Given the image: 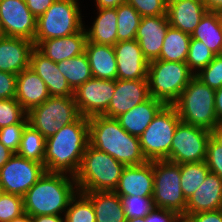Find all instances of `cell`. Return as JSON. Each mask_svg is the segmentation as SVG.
Masks as SVG:
<instances>
[{
	"mask_svg": "<svg viewBox=\"0 0 222 222\" xmlns=\"http://www.w3.org/2000/svg\"><path fill=\"white\" fill-rule=\"evenodd\" d=\"M5 193L4 189L2 188V186L0 185V198L3 196V194Z\"/></svg>",
	"mask_w": 222,
	"mask_h": 222,
	"instance_id": "cell-58",
	"label": "cell"
},
{
	"mask_svg": "<svg viewBox=\"0 0 222 222\" xmlns=\"http://www.w3.org/2000/svg\"><path fill=\"white\" fill-rule=\"evenodd\" d=\"M85 53L94 78L104 80L117 79V63L113 46L87 41Z\"/></svg>",
	"mask_w": 222,
	"mask_h": 222,
	"instance_id": "cell-26",
	"label": "cell"
},
{
	"mask_svg": "<svg viewBox=\"0 0 222 222\" xmlns=\"http://www.w3.org/2000/svg\"><path fill=\"white\" fill-rule=\"evenodd\" d=\"M36 21L25 0H0V22L6 36L34 42Z\"/></svg>",
	"mask_w": 222,
	"mask_h": 222,
	"instance_id": "cell-14",
	"label": "cell"
},
{
	"mask_svg": "<svg viewBox=\"0 0 222 222\" xmlns=\"http://www.w3.org/2000/svg\"><path fill=\"white\" fill-rule=\"evenodd\" d=\"M91 201L96 222H126L120 196L114 191L83 192Z\"/></svg>",
	"mask_w": 222,
	"mask_h": 222,
	"instance_id": "cell-28",
	"label": "cell"
},
{
	"mask_svg": "<svg viewBox=\"0 0 222 222\" xmlns=\"http://www.w3.org/2000/svg\"><path fill=\"white\" fill-rule=\"evenodd\" d=\"M126 222H146V216L144 218H131V219H126Z\"/></svg>",
	"mask_w": 222,
	"mask_h": 222,
	"instance_id": "cell-56",
	"label": "cell"
},
{
	"mask_svg": "<svg viewBox=\"0 0 222 222\" xmlns=\"http://www.w3.org/2000/svg\"><path fill=\"white\" fill-rule=\"evenodd\" d=\"M124 167L109 154L88 144L75 176L78 191H114Z\"/></svg>",
	"mask_w": 222,
	"mask_h": 222,
	"instance_id": "cell-4",
	"label": "cell"
},
{
	"mask_svg": "<svg viewBox=\"0 0 222 222\" xmlns=\"http://www.w3.org/2000/svg\"><path fill=\"white\" fill-rule=\"evenodd\" d=\"M191 36L181 30L169 27L163 40L159 60L186 62Z\"/></svg>",
	"mask_w": 222,
	"mask_h": 222,
	"instance_id": "cell-30",
	"label": "cell"
},
{
	"mask_svg": "<svg viewBox=\"0 0 222 222\" xmlns=\"http://www.w3.org/2000/svg\"><path fill=\"white\" fill-rule=\"evenodd\" d=\"M33 41L5 36L0 39V71L17 75L29 68Z\"/></svg>",
	"mask_w": 222,
	"mask_h": 222,
	"instance_id": "cell-19",
	"label": "cell"
},
{
	"mask_svg": "<svg viewBox=\"0 0 222 222\" xmlns=\"http://www.w3.org/2000/svg\"><path fill=\"white\" fill-rule=\"evenodd\" d=\"M147 79L115 80V91L108 106L102 114L116 118L150 98Z\"/></svg>",
	"mask_w": 222,
	"mask_h": 222,
	"instance_id": "cell-15",
	"label": "cell"
},
{
	"mask_svg": "<svg viewBox=\"0 0 222 222\" xmlns=\"http://www.w3.org/2000/svg\"><path fill=\"white\" fill-rule=\"evenodd\" d=\"M175 222H194V220L189 215L180 214L177 216Z\"/></svg>",
	"mask_w": 222,
	"mask_h": 222,
	"instance_id": "cell-55",
	"label": "cell"
},
{
	"mask_svg": "<svg viewBox=\"0 0 222 222\" xmlns=\"http://www.w3.org/2000/svg\"><path fill=\"white\" fill-rule=\"evenodd\" d=\"M215 112L218 123H222V86L215 90Z\"/></svg>",
	"mask_w": 222,
	"mask_h": 222,
	"instance_id": "cell-48",
	"label": "cell"
},
{
	"mask_svg": "<svg viewBox=\"0 0 222 222\" xmlns=\"http://www.w3.org/2000/svg\"><path fill=\"white\" fill-rule=\"evenodd\" d=\"M89 144L103 151L124 166L141 165L147 162L139 137L125 131L116 118L95 115L88 118Z\"/></svg>",
	"mask_w": 222,
	"mask_h": 222,
	"instance_id": "cell-2",
	"label": "cell"
},
{
	"mask_svg": "<svg viewBox=\"0 0 222 222\" xmlns=\"http://www.w3.org/2000/svg\"><path fill=\"white\" fill-rule=\"evenodd\" d=\"M207 12L202 0H174L167 2V17L171 27L192 34Z\"/></svg>",
	"mask_w": 222,
	"mask_h": 222,
	"instance_id": "cell-21",
	"label": "cell"
},
{
	"mask_svg": "<svg viewBox=\"0 0 222 222\" xmlns=\"http://www.w3.org/2000/svg\"><path fill=\"white\" fill-rule=\"evenodd\" d=\"M210 172L205 161L180 164L181 189L188 200Z\"/></svg>",
	"mask_w": 222,
	"mask_h": 222,
	"instance_id": "cell-33",
	"label": "cell"
},
{
	"mask_svg": "<svg viewBox=\"0 0 222 222\" xmlns=\"http://www.w3.org/2000/svg\"><path fill=\"white\" fill-rule=\"evenodd\" d=\"M176 108L165 105L140 135L139 141L147 161L168 160L175 129L180 122Z\"/></svg>",
	"mask_w": 222,
	"mask_h": 222,
	"instance_id": "cell-8",
	"label": "cell"
},
{
	"mask_svg": "<svg viewBox=\"0 0 222 222\" xmlns=\"http://www.w3.org/2000/svg\"><path fill=\"white\" fill-rule=\"evenodd\" d=\"M113 49L117 63V79H147L149 61L135 39L119 41Z\"/></svg>",
	"mask_w": 222,
	"mask_h": 222,
	"instance_id": "cell-16",
	"label": "cell"
},
{
	"mask_svg": "<svg viewBox=\"0 0 222 222\" xmlns=\"http://www.w3.org/2000/svg\"><path fill=\"white\" fill-rule=\"evenodd\" d=\"M17 123H28L27 112L16 98L0 99V128Z\"/></svg>",
	"mask_w": 222,
	"mask_h": 222,
	"instance_id": "cell-38",
	"label": "cell"
},
{
	"mask_svg": "<svg viewBox=\"0 0 222 222\" xmlns=\"http://www.w3.org/2000/svg\"><path fill=\"white\" fill-rule=\"evenodd\" d=\"M77 192L75 177L45 172L23 195L24 211L31 217L64 215Z\"/></svg>",
	"mask_w": 222,
	"mask_h": 222,
	"instance_id": "cell-3",
	"label": "cell"
},
{
	"mask_svg": "<svg viewBox=\"0 0 222 222\" xmlns=\"http://www.w3.org/2000/svg\"><path fill=\"white\" fill-rule=\"evenodd\" d=\"M32 222H65L64 215L32 216Z\"/></svg>",
	"mask_w": 222,
	"mask_h": 222,
	"instance_id": "cell-49",
	"label": "cell"
},
{
	"mask_svg": "<svg viewBox=\"0 0 222 222\" xmlns=\"http://www.w3.org/2000/svg\"><path fill=\"white\" fill-rule=\"evenodd\" d=\"M89 144L88 117L64 125L46 139L44 166L46 172L61 173L75 177Z\"/></svg>",
	"mask_w": 222,
	"mask_h": 222,
	"instance_id": "cell-1",
	"label": "cell"
},
{
	"mask_svg": "<svg viewBox=\"0 0 222 222\" xmlns=\"http://www.w3.org/2000/svg\"><path fill=\"white\" fill-rule=\"evenodd\" d=\"M214 56L215 54L203 42L191 38L186 64L194 74L205 68Z\"/></svg>",
	"mask_w": 222,
	"mask_h": 222,
	"instance_id": "cell-36",
	"label": "cell"
},
{
	"mask_svg": "<svg viewBox=\"0 0 222 222\" xmlns=\"http://www.w3.org/2000/svg\"><path fill=\"white\" fill-rule=\"evenodd\" d=\"M222 208V179L209 172L202 185L187 200L185 215Z\"/></svg>",
	"mask_w": 222,
	"mask_h": 222,
	"instance_id": "cell-23",
	"label": "cell"
},
{
	"mask_svg": "<svg viewBox=\"0 0 222 222\" xmlns=\"http://www.w3.org/2000/svg\"><path fill=\"white\" fill-rule=\"evenodd\" d=\"M17 75L0 71V99H11L16 96Z\"/></svg>",
	"mask_w": 222,
	"mask_h": 222,
	"instance_id": "cell-44",
	"label": "cell"
},
{
	"mask_svg": "<svg viewBox=\"0 0 222 222\" xmlns=\"http://www.w3.org/2000/svg\"><path fill=\"white\" fill-rule=\"evenodd\" d=\"M205 162L210 172L222 179V147L212 137L208 141Z\"/></svg>",
	"mask_w": 222,
	"mask_h": 222,
	"instance_id": "cell-43",
	"label": "cell"
},
{
	"mask_svg": "<svg viewBox=\"0 0 222 222\" xmlns=\"http://www.w3.org/2000/svg\"><path fill=\"white\" fill-rule=\"evenodd\" d=\"M9 222H32V217L28 213H23L19 217L13 218Z\"/></svg>",
	"mask_w": 222,
	"mask_h": 222,
	"instance_id": "cell-54",
	"label": "cell"
},
{
	"mask_svg": "<svg viewBox=\"0 0 222 222\" xmlns=\"http://www.w3.org/2000/svg\"><path fill=\"white\" fill-rule=\"evenodd\" d=\"M45 149L46 138L30 124H27L23 129L17 154L44 165Z\"/></svg>",
	"mask_w": 222,
	"mask_h": 222,
	"instance_id": "cell-32",
	"label": "cell"
},
{
	"mask_svg": "<svg viewBox=\"0 0 222 222\" xmlns=\"http://www.w3.org/2000/svg\"><path fill=\"white\" fill-rule=\"evenodd\" d=\"M117 12V42L133 40L142 17L136 9L127 4H121L116 8Z\"/></svg>",
	"mask_w": 222,
	"mask_h": 222,
	"instance_id": "cell-34",
	"label": "cell"
},
{
	"mask_svg": "<svg viewBox=\"0 0 222 222\" xmlns=\"http://www.w3.org/2000/svg\"><path fill=\"white\" fill-rule=\"evenodd\" d=\"M190 36L203 42L215 55H221L222 18L220 12L207 11Z\"/></svg>",
	"mask_w": 222,
	"mask_h": 222,
	"instance_id": "cell-29",
	"label": "cell"
},
{
	"mask_svg": "<svg viewBox=\"0 0 222 222\" xmlns=\"http://www.w3.org/2000/svg\"><path fill=\"white\" fill-rule=\"evenodd\" d=\"M195 76L213 90L222 86V54L215 55L213 60Z\"/></svg>",
	"mask_w": 222,
	"mask_h": 222,
	"instance_id": "cell-39",
	"label": "cell"
},
{
	"mask_svg": "<svg viewBox=\"0 0 222 222\" xmlns=\"http://www.w3.org/2000/svg\"><path fill=\"white\" fill-rule=\"evenodd\" d=\"M85 27L72 35L41 41L35 48L55 63L85 52L87 43Z\"/></svg>",
	"mask_w": 222,
	"mask_h": 222,
	"instance_id": "cell-22",
	"label": "cell"
},
{
	"mask_svg": "<svg viewBox=\"0 0 222 222\" xmlns=\"http://www.w3.org/2000/svg\"><path fill=\"white\" fill-rule=\"evenodd\" d=\"M96 8H117L119 5L126 3V0H94Z\"/></svg>",
	"mask_w": 222,
	"mask_h": 222,
	"instance_id": "cell-50",
	"label": "cell"
},
{
	"mask_svg": "<svg viewBox=\"0 0 222 222\" xmlns=\"http://www.w3.org/2000/svg\"><path fill=\"white\" fill-rule=\"evenodd\" d=\"M115 91V80L92 77L74 90V99L81 116L102 115L111 102Z\"/></svg>",
	"mask_w": 222,
	"mask_h": 222,
	"instance_id": "cell-13",
	"label": "cell"
},
{
	"mask_svg": "<svg viewBox=\"0 0 222 222\" xmlns=\"http://www.w3.org/2000/svg\"><path fill=\"white\" fill-rule=\"evenodd\" d=\"M165 106V104L153 97L145 102L136 105L129 111L116 117L121 127L129 134L140 137L156 114Z\"/></svg>",
	"mask_w": 222,
	"mask_h": 222,
	"instance_id": "cell-25",
	"label": "cell"
},
{
	"mask_svg": "<svg viewBox=\"0 0 222 222\" xmlns=\"http://www.w3.org/2000/svg\"><path fill=\"white\" fill-rule=\"evenodd\" d=\"M25 213L23 197L4 193L0 198V222H9Z\"/></svg>",
	"mask_w": 222,
	"mask_h": 222,
	"instance_id": "cell-40",
	"label": "cell"
},
{
	"mask_svg": "<svg viewBox=\"0 0 222 222\" xmlns=\"http://www.w3.org/2000/svg\"><path fill=\"white\" fill-rule=\"evenodd\" d=\"M126 219L144 218L154 208L152 196H120Z\"/></svg>",
	"mask_w": 222,
	"mask_h": 222,
	"instance_id": "cell-37",
	"label": "cell"
},
{
	"mask_svg": "<svg viewBox=\"0 0 222 222\" xmlns=\"http://www.w3.org/2000/svg\"><path fill=\"white\" fill-rule=\"evenodd\" d=\"M64 217L65 222H96L91 201L79 191L71 199Z\"/></svg>",
	"mask_w": 222,
	"mask_h": 222,
	"instance_id": "cell-35",
	"label": "cell"
},
{
	"mask_svg": "<svg viewBox=\"0 0 222 222\" xmlns=\"http://www.w3.org/2000/svg\"><path fill=\"white\" fill-rule=\"evenodd\" d=\"M153 161L125 166L114 192L119 196H153Z\"/></svg>",
	"mask_w": 222,
	"mask_h": 222,
	"instance_id": "cell-18",
	"label": "cell"
},
{
	"mask_svg": "<svg viewBox=\"0 0 222 222\" xmlns=\"http://www.w3.org/2000/svg\"><path fill=\"white\" fill-rule=\"evenodd\" d=\"M178 214L164 208H154L146 215V222H175Z\"/></svg>",
	"mask_w": 222,
	"mask_h": 222,
	"instance_id": "cell-45",
	"label": "cell"
},
{
	"mask_svg": "<svg viewBox=\"0 0 222 222\" xmlns=\"http://www.w3.org/2000/svg\"><path fill=\"white\" fill-rule=\"evenodd\" d=\"M29 10L38 18L53 4L55 0H25Z\"/></svg>",
	"mask_w": 222,
	"mask_h": 222,
	"instance_id": "cell-47",
	"label": "cell"
},
{
	"mask_svg": "<svg viewBox=\"0 0 222 222\" xmlns=\"http://www.w3.org/2000/svg\"><path fill=\"white\" fill-rule=\"evenodd\" d=\"M45 166L14 153L0 169V185L5 193L23 195L43 176Z\"/></svg>",
	"mask_w": 222,
	"mask_h": 222,
	"instance_id": "cell-12",
	"label": "cell"
},
{
	"mask_svg": "<svg viewBox=\"0 0 222 222\" xmlns=\"http://www.w3.org/2000/svg\"><path fill=\"white\" fill-rule=\"evenodd\" d=\"M29 68L44 81L50 96L74 95L66 78L59 71L57 63L45 57L36 48L31 51Z\"/></svg>",
	"mask_w": 222,
	"mask_h": 222,
	"instance_id": "cell-20",
	"label": "cell"
},
{
	"mask_svg": "<svg viewBox=\"0 0 222 222\" xmlns=\"http://www.w3.org/2000/svg\"><path fill=\"white\" fill-rule=\"evenodd\" d=\"M78 1L55 0L45 13L37 18L33 42L35 47L43 40L69 36L84 28V16Z\"/></svg>",
	"mask_w": 222,
	"mask_h": 222,
	"instance_id": "cell-7",
	"label": "cell"
},
{
	"mask_svg": "<svg viewBox=\"0 0 222 222\" xmlns=\"http://www.w3.org/2000/svg\"><path fill=\"white\" fill-rule=\"evenodd\" d=\"M5 36H6V35H5L4 31H3L2 24H1V22H0V39H2V38L5 37Z\"/></svg>",
	"mask_w": 222,
	"mask_h": 222,
	"instance_id": "cell-57",
	"label": "cell"
},
{
	"mask_svg": "<svg viewBox=\"0 0 222 222\" xmlns=\"http://www.w3.org/2000/svg\"><path fill=\"white\" fill-rule=\"evenodd\" d=\"M207 11L220 12L222 10V0H202Z\"/></svg>",
	"mask_w": 222,
	"mask_h": 222,
	"instance_id": "cell-52",
	"label": "cell"
},
{
	"mask_svg": "<svg viewBox=\"0 0 222 222\" xmlns=\"http://www.w3.org/2000/svg\"><path fill=\"white\" fill-rule=\"evenodd\" d=\"M14 153L0 142V169L9 161Z\"/></svg>",
	"mask_w": 222,
	"mask_h": 222,
	"instance_id": "cell-51",
	"label": "cell"
},
{
	"mask_svg": "<svg viewBox=\"0 0 222 222\" xmlns=\"http://www.w3.org/2000/svg\"><path fill=\"white\" fill-rule=\"evenodd\" d=\"M211 137L222 147V125H217L211 131Z\"/></svg>",
	"mask_w": 222,
	"mask_h": 222,
	"instance_id": "cell-53",
	"label": "cell"
},
{
	"mask_svg": "<svg viewBox=\"0 0 222 222\" xmlns=\"http://www.w3.org/2000/svg\"><path fill=\"white\" fill-rule=\"evenodd\" d=\"M81 116L74 96H50L27 112L28 124L46 139Z\"/></svg>",
	"mask_w": 222,
	"mask_h": 222,
	"instance_id": "cell-9",
	"label": "cell"
},
{
	"mask_svg": "<svg viewBox=\"0 0 222 222\" xmlns=\"http://www.w3.org/2000/svg\"><path fill=\"white\" fill-rule=\"evenodd\" d=\"M28 123H17L0 128V142L13 153L20 147L22 132Z\"/></svg>",
	"mask_w": 222,
	"mask_h": 222,
	"instance_id": "cell-42",
	"label": "cell"
},
{
	"mask_svg": "<svg viewBox=\"0 0 222 222\" xmlns=\"http://www.w3.org/2000/svg\"><path fill=\"white\" fill-rule=\"evenodd\" d=\"M50 97L46 84L31 68L17 74L16 100L26 112Z\"/></svg>",
	"mask_w": 222,
	"mask_h": 222,
	"instance_id": "cell-24",
	"label": "cell"
},
{
	"mask_svg": "<svg viewBox=\"0 0 222 222\" xmlns=\"http://www.w3.org/2000/svg\"><path fill=\"white\" fill-rule=\"evenodd\" d=\"M57 66L73 91L93 77L85 52L59 62Z\"/></svg>",
	"mask_w": 222,
	"mask_h": 222,
	"instance_id": "cell-31",
	"label": "cell"
},
{
	"mask_svg": "<svg viewBox=\"0 0 222 222\" xmlns=\"http://www.w3.org/2000/svg\"><path fill=\"white\" fill-rule=\"evenodd\" d=\"M169 27L167 15L142 17L135 40L149 62L159 58Z\"/></svg>",
	"mask_w": 222,
	"mask_h": 222,
	"instance_id": "cell-17",
	"label": "cell"
},
{
	"mask_svg": "<svg viewBox=\"0 0 222 222\" xmlns=\"http://www.w3.org/2000/svg\"><path fill=\"white\" fill-rule=\"evenodd\" d=\"M211 132L180 121L175 129L168 161L176 164L205 161Z\"/></svg>",
	"mask_w": 222,
	"mask_h": 222,
	"instance_id": "cell-11",
	"label": "cell"
},
{
	"mask_svg": "<svg viewBox=\"0 0 222 222\" xmlns=\"http://www.w3.org/2000/svg\"><path fill=\"white\" fill-rule=\"evenodd\" d=\"M181 121L212 131L219 125L215 112V90L194 76L173 104Z\"/></svg>",
	"mask_w": 222,
	"mask_h": 222,
	"instance_id": "cell-5",
	"label": "cell"
},
{
	"mask_svg": "<svg viewBox=\"0 0 222 222\" xmlns=\"http://www.w3.org/2000/svg\"><path fill=\"white\" fill-rule=\"evenodd\" d=\"M194 76L186 62L152 60L147 73L149 94L165 105H173Z\"/></svg>",
	"mask_w": 222,
	"mask_h": 222,
	"instance_id": "cell-6",
	"label": "cell"
},
{
	"mask_svg": "<svg viewBox=\"0 0 222 222\" xmlns=\"http://www.w3.org/2000/svg\"><path fill=\"white\" fill-rule=\"evenodd\" d=\"M141 17L167 15L166 0H126Z\"/></svg>",
	"mask_w": 222,
	"mask_h": 222,
	"instance_id": "cell-41",
	"label": "cell"
},
{
	"mask_svg": "<svg viewBox=\"0 0 222 222\" xmlns=\"http://www.w3.org/2000/svg\"><path fill=\"white\" fill-rule=\"evenodd\" d=\"M153 174L155 207L185 214L187 200L181 189L180 164L168 160L153 161Z\"/></svg>",
	"mask_w": 222,
	"mask_h": 222,
	"instance_id": "cell-10",
	"label": "cell"
},
{
	"mask_svg": "<svg viewBox=\"0 0 222 222\" xmlns=\"http://www.w3.org/2000/svg\"><path fill=\"white\" fill-rule=\"evenodd\" d=\"M194 222H222V210H212L189 215Z\"/></svg>",
	"mask_w": 222,
	"mask_h": 222,
	"instance_id": "cell-46",
	"label": "cell"
},
{
	"mask_svg": "<svg viewBox=\"0 0 222 222\" xmlns=\"http://www.w3.org/2000/svg\"><path fill=\"white\" fill-rule=\"evenodd\" d=\"M96 11L97 16L90 28L88 25L84 26L87 40L95 44L114 46L117 43L116 8H97Z\"/></svg>",
	"mask_w": 222,
	"mask_h": 222,
	"instance_id": "cell-27",
	"label": "cell"
}]
</instances>
